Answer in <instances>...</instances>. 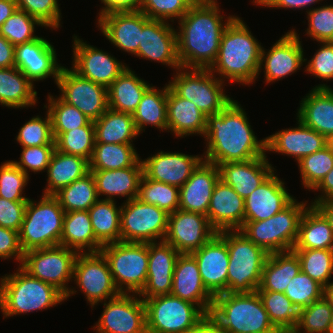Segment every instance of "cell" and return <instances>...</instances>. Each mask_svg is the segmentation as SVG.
Segmentation results:
<instances>
[{
  "label": "cell",
  "instance_id": "26",
  "mask_svg": "<svg viewBox=\"0 0 333 333\" xmlns=\"http://www.w3.org/2000/svg\"><path fill=\"white\" fill-rule=\"evenodd\" d=\"M274 172L244 199V221H261L286 208L293 200Z\"/></svg>",
  "mask_w": 333,
  "mask_h": 333
},
{
  "label": "cell",
  "instance_id": "68",
  "mask_svg": "<svg viewBox=\"0 0 333 333\" xmlns=\"http://www.w3.org/2000/svg\"><path fill=\"white\" fill-rule=\"evenodd\" d=\"M105 7L101 11L137 9L139 0H101Z\"/></svg>",
  "mask_w": 333,
  "mask_h": 333
},
{
  "label": "cell",
  "instance_id": "52",
  "mask_svg": "<svg viewBox=\"0 0 333 333\" xmlns=\"http://www.w3.org/2000/svg\"><path fill=\"white\" fill-rule=\"evenodd\" d=\"M301 173L302 184L313 190L326 174L333 168V153L328 146L297 162Z\"/></svg>",
  "mask_w": 333,
  "mask_h": 333
},
{
  "label": "cell",
  "instance_id": "60",
  "mask_svg": "<svg viewBox=\"0 0 333 333\" xmlns=\"http://www.w3.org/2000/svg\"><path fill=\"white\" fill-rule=\"evenodd\" d=\"M20 161H13L25 174L29 175L27 169L33 172H41L48 168L55 145H40L33 147H22Z\"/></svg>",
  "mask_w": 333,
  "mask_h": 333
},
{
  "label": "cell",
  "instance_id": "30",
  "mask_svg": "<svg viewBox=\"0 0 333 333\" xmlns=\"http://www.w3.org/2000/svg\"><path fill=\"white\" fill-rule=\"evenodd\" d=\"M298 127L289 128L266 137V151H275L295 157L300 161L327 146V138L317 131L306 127L298 120Z\"/></svg>",
  "mask_w": 333,
  "mask_h": 333
},
{
  "label": "cell",
  "instance_id": "27",
  "mask_svg": "<svg viewBox=\"0 0 333 333\" xmlns=\"http://www.w3.org/2000/svg\"><path fill=\"white\" fill-rule=\"evenodd\" d=\"M170 294L199 306L208 314L214 296L205 288L195 258L180 254L177 258Z\"/></svg>",
  "mask_w": 333,
  "mask_h": 333
},
{
  "label": "cell",
  "instance_id": "2",
  "mask_svg": "<svg viewBox=\"0 0 333 333\" xmlns=\"http://www.w3.org/2000/svg\"><path fill=\"white\" fill-rule=\"evenodd\" d=\"M217 3V0L195 1L178 20L177 55L182 68L209 69L215 62L222 34L235 17L230 15L222 23Z\"/></svg>",
  "mask_w": 333,
  "mask_h": 333
},
{
  "label": "cell",
  "instance_id": "34",
  "mask_svg": "<svg viewBox=\"0 0 333 333\" xmlns=\"http://www.w3.org/2000/svg\"><path fill=\"white\" fill-rule=\"evenodd\" d=\"M89 171L95 179L98 197L107 195L105 200H114L113 196H128L126 201L137 198L139 182L143 175V166Z\"/></svg>",
  "mask_w": 333,
  "mask_h": 333
},
{
  "label": "cell",
  "instance_id": "41",
  "mask_svg": "<svg viewBox=\"0 0 333 333\" xmlns=\"http://www.w3.org/2000/svg\"><path fill=\"white\" fill-rule=\"evenodd\" d=\"M293 249H333V231L312 205L305 210L301 218Z\"/></svg>",
  "mask_w": 333,
  "mask_h": 333
},
{
  "label": "cell",
  "instance_id": "56",
  "mask_svg": "<svg viewBox=\"0 0 333 333\" xmlns=\"http://www.w3.org/2000/svg\"><path fill=\"white\" fill-rule=\"evenodd\" d=\"M46 115L44 119L38 115L32 117L20 128L16 140L22 147L55 145L51 118L48 112Z\"/></svg>",
  "mask_w": 333,
  "mask_h": 333
},
{
  "label": "cell",
  "instance_id": "25",
  "mask_svg": "<svg viewBox=\"0 0 333 333\" xmlns=\"http://www.w3.org/2000/svg\"><path fill=\"white\" fill-rule=\"evenodd\" d=\"M203 156L160 151L142 160L143 175L151 180L181 187L203 161Z\"/></svg>",
  "mask_w": 333,
  "mask_h": 333
},
{
  "label": "cell",
  "instance_id": "12",
  "mask_svg": "<svg viewBox=\"0 0 333 333\" xmlns=\"http://www.w3.org/2000/svg\"><path fill=\"white\" fill-rule=\"evenodd\" d=\"M77 254L61 245L33 249L24 253L19 266L32 277L55 286L67 299L76 292L67 285L74 280L73 266Z\"/></svg>",
  "mask_w": 333,
  "mask_h": 333
},
{
  "label": "cell",
  "instance_id": "43",
  "mask_svg": "<svg viewBox=\"0 0 333 333\" xmlns=\"http://www.w3.org/2000/svg\"><path fill=\"white\" fill-rule=\"evenodd\" d=\"M96 240L102 245L121 242V208L114 200H98L88 210Z\"/></svg>",
  "mask_w": 333,
  "mask_h": 333
},
{
  "label": "cell",
  "instance_id": "20",
  "mask_svg": "<svg viewBox=\"0 0 333 333\" xmlns=\"http://www.w3.org/2000/svg\"><path fill=\"white\" fill-rule=\"evenodd\" d=\"M196 260L205 288L215 297L227 292L229 253L226 240L216 233L200 249L190 253Z\"/></svg>",
  "mask_w": 333,
  "mask_h": 333
},
{
  "label": "cell",
  "instance_id": "66",
  "mask_svg": "<svg viewBox=\"0 0 333 333\" xmlns=\"http://www.w3.org/2000/svg\"><path fill=\"white\" fill-rule=\"evenodd\" d=\"M322 191L323 195L314 200L312 203L333 200V168L326 174L320 183L313 189Z\"/></svg>",
  "mask_w": 333,
  "mask_h": 333
},
{
  "label": "cell",
  "instance_id": "3",
  "mask_svg": "<svg viewBox=\"0 0 333 333\" xmlns=\"http://www.w3.org/2000/svg\"><path fill=\"white\" fill-rule=\"evenodd\" d=\"M262 48L243 20L236 16L225 28L217 58L209 70L220 74V80L227 78L230 83L249 85L261 72Z\"/></svg>",
  "mask_w": 333,
  "mask_h": 333
},
{
  "label": "cell",
  "instance_id": "58",
  "mask_svg": "<svg viewBox=\"0 0 333 333\" xmlns=\"http://www.w3.org/2000/svg\"><path fill=\"white\" fill-rule=\"evenodd\" d=\"M19 10L36 18L43 27L59 28L61 13L57 0H15Z\"/></svg>",
  "mask_w": 333,
  "mask_h": 333
},
{
  "label": "cell",
  "instance_id": "37",
  "mask_svg": "<svg viewBox=\"0 0 333 333\" xmlns=\"http://www.w3.org/2000/svg\"><path fill=\"white\" fill-rule=\"evenodd\" d=\"M89 161L81 156L54 150L47 168V187L44 195H54L60 189L89 173Z\"/></svg>",
  "mask_w": 333,
  "mask_h": 333
},
{
  "label": "cell",
  "instance_id": "54",
  "mask_svg": "<svg viewBox=\"0 0 333 333\" xmlns=\"http://www.w3.org/2000/svg\"><path fill=\"white\" fill-rule=\"evenodd\" d=\"M284 294L300 310L324 296V287L300 271L288 283Z\"/></svg>",
  "mask_w": 333,
  "mask_h": 333
},
{
  "label": "cell",
  "instance_id": "47",
  "mask_svg": "<svg viewBox=\"0 0 333 333\" xmlns=\"http://www.w3.org/2000/svg\"><path fill=\"white\" fill-rule=\"evenodd\" d=\"M52 134L56 150L68 155L81 156L90 161L95 144L94 125H85L64 133Z\"/></svg>",
  "mask_w": 333,
  "mask_h": 333
},
{
  "label": "cell",
  "instance_id": "16",
  "mask_svg": "<svg viewBox=\"0 0 333 333\" xmlns=\"http://www.w3.org/2000/svg\"><path fill=\"white\" fill-rule=\"evenodd\" d=\"M137 295L120 293L105 301L94 330L97 333H147L144 300Z\"/></svg>",
  "mask_w": 333,
  "mask_h": 333
},
{
  "label": "cell",
  "instance_id": "46",
  "mask_svg": "<svg viewBox=\"0 0 333 333\" xmlns=\"http://www.w3.org/2000/svg\"><path fill=\"white\" fill-rule=\"evenodd\" d=\"M269 319L280 333H292L298 322L299 309L280 292L256 291Z\"/></svg>",
  "mask_w": 333,
  "mask_h": 333
},
{
  "label": "cell",
  "instance_id": "71",
  "mask_svg": "<svg viewBox=\"0 0 333 333\" xmlns=\"http://www.w3.org/2000/svg\"><path fill=\"white\" fill-rule=\"evenodd\" d=\"M324 297L329 301V303L333 307V282H330L325 288H324Z\"/></svg>",
  "mask_w": 333,
  "mask_h": 333
},
{
  "label": "cell",
  "instance_id": "31",
  "mask_svg": "<svg viewBox=\"0 0 333 333\" xmlns=\"http://www.w3.org/2000/svg\"><path fill=\"white\" fill-rule=\"evenodd\" d=\"M220 179L245 199L273 172L266 155L245 162H227L218 165Z\"/></svg>",
  "mask_w": 333,
  "mask_h": 333
},
{
  "label": "cell",
  "instance_id": "29",
  "mask_svg": "<svg viewBox=\"0 0 333 333\" xmlns=\"http://www.w3.org/2000/svg\"><path fill=\"white\" fill-rule=\"evenodd\" d=\"M244 199L221 179L216 183L209 203L207 217L217 231L239 230L244 223Z\"/></svg>",
  "mask_w": 333,
  "mask_h": 333
},
{
  "label": "cell",
  "instance_id": "21",
  "mask_svg": "<svg viewBox=\"0 0 333 333\" xmlns=\"http://www.w3.org/2000/svg\"><path fill=\"white\" fill-rule=\"evenodd\" d=\"M177 31L164 20L149 19L142 28L135 56L181 68L177 55Z\"/></svg>",
  "mask_w": 333,
  "mask_h": 333
},
{
  "label": "cell",
  "instance_id": "10",
  "mask_svg": "<svg viewBox=\"0 0 333 333\" xmlns=\"http://www.w3.org/2000/svg\"><path fill=\"white\" fill-rule=\"evenodd\" d=\"M188 70L179 68L168 85L179 97L195 103L206 116L218 114L233 100L224 93V81L215 78L209 69Z\"/></svg>",
  "mask_w": 333,
  "mask_h": 333
},
{
  "label": "cell",
  "instance_id": "67",
  "mask_svg": "<svg viewBox=\"0 0 333 333\" xmlns=\"http://www.w3.org/2000/svg\"><path fill=\"white\" fill-rule=\"evenodd\" d=\"M189 333H227L220 328L209 314L203 318L190 330Z\"/></svg>",
  "mask_w": 333,
  "mask_h": 333
},
{
  "label": "cell",
  "instance_id": "44",
  "mask_svg": "<svg viewBox=\"0 0 333 333\" xmlns=\"http://www.w3.org/2000/svg\"><path fill=\"white\" fill-rule=\"evenodd\" d=\"M133 144L95 143L89 170H115L142 166Z\"/></svg>",
  "mask_w": 333,
  "mask_h": 333
},
{
  "label": "cell",
  "instance_id": "32",
  "mask_svg": "<svg viewBox=\"0 0 333 333\" xmlns=\"http://www.w3.org/2000/svg\"><path fill=\"white\" fill-rule=\"evenodd\" d=\"M300 103L297 119L326 138L333 135V90L325 84L314 87Z\"/></svg>",
  "mask_w": 333,
  "mask_h": 333
},
{
  "label": "cell",
  "instance_id": "64",
  "mask_svg": "<svg viewBox=\"0 0 333 333\" xmlns=\"http://www.w3.org/2000/svg\"><path fill=\"white\" fill-rule=\"evenodd\" d=\"M319 1L321 0H264L260 5L269 8L303 9Z\"/></svg>",
  "mask_w": 333,
  "mask_h": 333
},
{
  "label": "cell",
  "instance_id": "59",
  "mask_svg": "<svg viewBox=\"0 0 333 333\" xmlns=\"http://www.w3.org/2000/svg\"><path fill=\"white\" fill-rule=\"evenodd\" d=\"M307 12V35L320 44L333 42V5L312 8Z\"/></svg>",
  "mask_w": 333,
  "mask_h": 333
},
{
  "label": "cell",
  "instance_id": "38",
  "mask_svg": "<svg viewBox=\"0 0 333 333\" xmlns=\"http://www.w3.org/2000/svg\"><path fill=\"white\" fill-rule=\"evenodd\" d=\"M149 87L150 84L126 67L108 87V108L133 114Z\"/></svg>",
  "mask_w": 333,
  "mask_h": 333
},
{
  "label": "cell",
  "instance_id": "19",
  "mask_svg": "<svg viewBox=\"0 0 333 333\" xmlns=\"http://www.w3.org/2000/svg\"><path fill=\"white\" fill-rule=\"evenodd\" d=\"M73 67L79 76L109 87L127 67L122 62L74 36Z\"/></svg>",
  "mask_w": 333,
  "mask_h": 333
},
{
  "label": "cell",
  "instance_id": "33",
  "mask_svg": "<svg viewBox=\"0 0 333 333\" xmlns=\"http://www.w3.org/2000/svg\"><path fill=\"white\" fill-rule=\"evenodd\" d=\"M207 116L195 103L179 97L170 87L167 91V130L177 137L191 134L203 135L206 130Z\"/></svg>",
  "mask_w": 333,
  "mask_h": 333
},
{
  "label": "cell",
  "instance_id": "13",
  "mask_svg": "<svg viewBox=\"0 0 333 333\" xmlns=\"http://www.w3.org/2000/svg\"><path fill=\"white\" fill-rule=\"evenodd\" d=\"M121 207V242L148 243L162 241L168 224V213L138 198L126 201Z\"/></svg>",
  "mask_w": 333,
  "mask_h": 333
},
{
  "label": "cell",
  "instance_id": "5",
  "mask_svg": "<svg viewBox=\"0 0 333 333\" xmlns=\"http://www.w3.org/2000/svg\"><path fill=\"white\" fill-rule=\"evenodd\" d=\"M17 271L0 279V310L4 317L47 309L66 300L55 286L32 277L21 267Z\"/></svg>",
  "mask_w": 333,
  "mask_h": 333
},
{
  "label": "cell",
  "instance_id": "7",
  "mask_svg": "<svg viewBox=\"0 0 333 333\" xmlns=\"http://www.w3.org/2000/svg\"><path fill=\"white\" fill-rule=\"evenodd\" d=\"M307 205L294 199L281 212L266 220L244 221L239 230L268 254L290 251L296 244L299 224Z\"/></svg>",
  "mask_w": 333,
  "mask_h": 333
},
{
  "label": "cell",
  "instance_id": "1",
  "mask_svg": "<svg viewBox=\"0 0 333 333\" xmlns=\"http://www.w3.org/2000/svg\"><path fill=\"white\" fill-rule=\"evenodd\" d=\"M240 106L232 100L218 114L207 116L204 161L218 166L266 155V139L257 140L246 112Z\"/></svg>",
  "mask_w": 333,
  "mask_h": 333
},
{
  "label": "cell",
  "instance_id": "23",
  "mask_svg": "<svg viewBox=\"0 0 333 333\" xmlns=\"http://www.w3.org/2000/svg\"><path fill=\"white\" fill-rule=\"evenodd\" d=\"M290 30L282 36L268 52L262 48L260 70L262 64L266 83H271L291 75L306 62L299 35ZM267 53V54H266ZM266 55V56H265Z\"/></svg>",
  "mask_w": 333,
  "mask_h": 333
},
{
  "label": "cell",
  "instance_id": "48",
  "mask_svg": "<svg viewBox=\"0 0 333 333\" xmlns=\"http://www.w3.org/2000/svg\"><path fill=\"white\" fill-rule=\"evenodd\" d=\"M137 198L171 214L179 209V187L157 182L142 175Z\"/></svg>",
  "mask_w": 333,
  "mask_h": 333
},
{
  "label": "cell",
  "instance_id": "14",
  "mask_svg": "<svg viewBox=\"0 0 333 333\" xmlns=\"http://www.w3.org/2000/svg\"><path fill=\"white\" fill-rule=\"evenodd\" d=\"M73 278L92 307L120 294L109 264L101 252L78 253L74 261Z\"/></svg>",
  "mask_w": 333,
  "mask_h": 333
},
{
  "label": "cell",
  "instance_id": "35",
  "mask_svg": "<svg viewBox=\"0 0 333 333\" xmlns=\"http://www.w3.org/2000/svg\"><path fill=\"white\" fill-rule=\"evenodd\" d=\"M60 245L77 253L100 252L102 245L96 240L88 211L65 212Z\"/></svg>",
  "mask_w": 333,
  "mask_h": 333
},
{
  "label": "cell",
  "instance_id": "73",
  "mask_svg": "<svg viewBox=\"0 0 333 333\" xmlns=\"http://www.w3.org/2000/svg\"><path fill=\"white\" fill-rule=\"evenodd\" d=\"M329 333H333V315H332V320H331V326H330Z\"/></svg>",
  "mask_w": 333,
  "mask_h": 333
},
{
  "label": "cell",
  "instance_id": "39",
  "mask_svg": "<svg viewBox=\"0 0 333 333\" xmlns=\"http://www.w3.org/2000/svg\"><path fill=\"white\" fill-rule=\"evenodd\" d=\"M93 123L95 143L132 144V139L139 136L131 113L108 108Z\"/></svg>",
  "mask_w": 333,
  "mask_h": 333
},
{
  "label": "cell",
  "instance_id": "74",
  "mask_svg": "<svg viewBox=\"0 0 333 333\" xmlns=\"http://www.w3.org/2000/svg\"><path fill=\"white\" fill-rule=\"evenodd\" d=\"M264 0H253L254 4L260 5Z\"/></svg>",
  "mask_w": 333,
  "mask_h": 333
},
{
  "label": "cell",
  "instance_id": "9",
  "mask_svg": "<svg viewBox=\"0 0 333 333\" xmlns=\"http://www.w3.org/2000/svg\"><path fill=\"white\" fill-rule=\"evenodd\" d=\"M100 252L119 292L139 294L147 280L148 243L116 242L102 246Z\"/></svg>",
  "mask_w": 333,
  "mask_h": 333
},
{
  "label": "cell",
  "instance_id": "18",
  "mask_svg": "<svg viewBox=\"0 0 333 333\" xmlns=\"http://www.w3.org/2000/svg\"><path fill=\"white\" fill-rule=\"evenodd\" d=\"M98 27L116 47L136 55L143 25L149 18L138 9L99 12Z\"/></svg>",
  "mask_w": 333,
  "mask_h": 333
},
{
  "label": "cell",
  "instance_id": "6",
  "mask_svg": "<svg viewBox=\"0 0 333 333\" xmlns=\"http://www.w3.org/2000/svg\"><path fill=\"white\" fill-rule=\"evenodd\" d=\"M218 233L226 240L229 253L227 292H255L259 288L269 254L240 230H224Z\"/></svg>",
  "mask_w": 333,
  "mask_h": 333
},
{
  "label": "cell",
  "instance_id": "49",
  "mask_svg": "<svg viewBox=\"0 0 333 333\" xmlns=\"http://www.w3.org/2000/svg\"><path fill=\"white\" fill-rule=\"evenodd\" d=\"M298 256L301 271L324 288L333 274V249H292Z\"/></svg>",
  "mask_w": 333,
  "mask_h": 333
},
{
  "label": "cell",
  "instance_id": "4",
  "mask_svg": "<svg viewBox=\"0 0 333 333\" xmlns=\"http://www.w3.org/2000/svg\"><path fill=\"white\" fill-rule=\"evenodd\" d=\"M208 314L227 333H280L256 291L216 295Z\"/></svg>",
  "mask_w": 333,
  "mask_h": 333
},
{
  "label": "cell",
  "instance_id": "22",
  "mask_svg": "<svg viewBox=\"0 0 333 333\" xmlns=\"http://www.w3.org/2000/svg\"><path fill=\"white\" fill-rule=\"evenodd\" d=\"M15 67L33 83L53 76L57 83L63 66L58 65L56 50L43 37L15 46Z\"/></svg>",
  "mask_w": 333,
  "mask_h": 333
},
{
  "label": "cell",
  "instance_id": "40",
  "mask_svg": "<svg viewBox=\"0 0 333 333\" xmlns=\"http://www.w3.org/2000/svg\"><path fill=\"white\" fill-rule=\"evenodd\" d=\"M34 84L13 66L0 68V104L6 107L25 108L37 103Z\"/></svg>",
  "mask_w": 333,
  "mask_h": 333
},
{
  "label": "cell",
  "instance_id": "36",
  "mask_svg": "<svg viewBox=\"0 0 333 333\" xmlns=\"http://www.w3.org/2000/svg\"><path fill=\"white\" fill-rule=\"evenodd\" d=\"M300 271V260L293 250L271 253L264 264L261 282L256 291L284 293L288 283Z\"/></svg>",
  "mask_w": 333,
  "mask_h": 333
},
{
  "label": "cell",
  "instance_id": "69",
  "mask_svg": "<svg viewBox=\"0 0 333 333\" xmlns=\"http://www.w3.org/2000/svg\"><path fill=\"white\" fill-rule=\"evenodd\" d=\"M311 205L326 219L333 231V200H326Z\"/></svg>",
  "mask_w": 333,
  "mask_h": 333
},
{
  "label": "cell",
  "instance_id": "51",
  "mask_svg": "<svg viewBox=\"0 0 333 333\" xmlns=\"http://www.w3.org/2000/svg\"><path fill=\"white\" fill-rule=\"evenodd\" d=\"M47 112L51 118L52 133H64L85 125H94L93 121L75 106L64 102L60 97L48 96Z\"/></svg>",
  "mask_w": 333,
  "mask_h": 333
},
{
  "label": "cell",
  "instance_id": "61",
  "mask_svg": "<svg viewBox=\"0 0 333 333\" xmlns=\"http://www.w3.org/2000/svg\"><path fill=\"white\" fill-rule=\"evenodd\" d=\"M321 45L323 46L308 61L305 71L328 81L333 79V42H322Z\"/></svg>",
  "mask_w": 333,
  "mask_h": 333
},
{
  "label": "cell",
  "instance_id": "55",
  "mask_svg": "<svg viewBox=\"0 0 333 333\" xmlns=\"http://www.w3.org/2000/svg\"><path fill=\"white\" fill-rule=\"evenodd\" d=\"M194 0H139L138 10L149 19H181L189 10ZM174 18V19H173Z\"/></svg>",
  "mask_w": 333,
  "mask_h": 333
},
{
  "label": "cell",
  "instance_id": "8",
  "mask_svg": "<svg viewBox=\"0 0 333 333\" xmlns=\"http://www.w3.org/2000/svg\"><path fill=\"white\" fill-rule=\"evenodd\" d=\"M64 215L65 211L53 195H42L38 203L29 199L18 232L22 251L60 245Z\"/></svg>",
  "mask_w": 333,
  "mask_h": 333
},
{
  "label": "cell",
  "instance_id": "53",
  "mask_svg": "<svg viewBox=\"0 0 333 333\" xmlns=\"http://www.w3.org/2000/svg\"><path fill=\"white\" fill-rule=\"evenodd\" d=\"M35 25L43 26L27 12L17 9L0 27V35L16 46L38 38L34 35Z\"/></svg>",
  "mask_w": 333,
  "mask_h": 333
},
{
  "label": "cell",
  "instance_id": "24",
  "mask_svg": "<svg viewBox=\"0 0 333 333\" xmlns=\"http://www.w3.org/2000/svg\"><path fill=\"white\" fill-rule=\"evenodd\" d=\"M180 253L162 240L148 242V272L144 288L138 294L142 299L170 294L175 264Z\"/></svg>",
  "mask_w": 333,
  "mask_h": 333
},
{
  "label": "cell",
  "instance_id": "28",
  "mask_svg": "<svg viewBox=\"0 0 333 333\" xmlns=\"http://www.w3.org/2000/svg\"><path fill=\"white\" fill-rule=\"evenodd\" d=\"M219 179L218 166L203 160L179 188V209L207 216L211 196Z\"/></svg>",
  "mask_w": 333,
  "mask_h": 333
},
{
  "label": "cell",
  "instance_id": "15",
  "mask_svg": "<svg viewBox=\"0 0 333 333\" xmlns=\"http://www.w3.org/2000/svg\"><path fill=\"white\" fill-rule=\"evenodd\" d=\"M56 84L61 91L60 98L92 121L108 109V88L79 76L71 68L62 67Z\"/></svg>",
  "mask_w": 333,
  "mask_h": 333
},
{
  "label": "cell",
  "instance_id": "45",
  "mask_svg": "<svg viewBox=\"0 0 333 333\" xmlns=\"http://www.w3.org/2000/svg\"><path fill=\"white\" fill-rule=\"evenodd\" d=\"M53 196L65 212L88 211L99 200L95 179L91 172L60 189Z\"/></svg>",
  "mask_w": 333,
  "mask_h": 333
},
{
  "label": "cell",
  "instance_id": "70",
  "mask_svg": "<svg viewBox=\"0 0 333 333\" xmlns=\"http://www.w3.org/2000/svg\"><path fill=\"white\" fill-rule=\"evenodd\" d=\"M17 9L15 0H0V27Z\"/></svg>",
  "mask_w": 333,
  "mask_h": 333
},
{
  "label": "cell",
  "instance_id": "62",
  "mask_svg": "<svg viewBox=\"0 0 333 333\" xmlns=\"http://www.w3.org/2000/svg\"><path fill=\"white\" fill-rule=\"evenodd\" d=\"M28 201H9L0 197V226L19 232Z\"/></svg>",
  "mask_w": 333,
  "mask_h": 333
},
{
  "label": "cell",
  "instance_id": "63",
  "mask_svg": "<svg viewBox=\"0 0 333 333\" xmlns=\"http://www.w3.org/2000/svg\"><path fill=\"white\" fill-rule=\"evenodd\" d=\"M24 252L21 249L18 232L0 226V258L14 259L22 263Z\"/></svg>",
  "mask_w": 333,
  "mask_h": 333
},
{
  "label": "cell",
  "instance_id": "72",
  "mask_svg": "<svg viewBox=\"0 0 333 333\" xmlns=\"http://www.w3.org/2000/svg\"><path fill=\"white\" fill-rule=\"evenodd\" d=\"M327 146L330 148V150L333 153V135H331L329 138H327Z\"/></svg>",
  "mask_w": 333,
  "mask_h": 333
},
{
  "label": "cell",
  "instance_id": "57",
  "mask_svg": "<svg viewBox=\"0 0 333 333\" xmlns=\"http://www.w3.org/2000/svg\"><path fill=\"white\" fill-rule=\"evenodd\" d=\"M25 174L13 161H6L0 166V197L9 201H28L23 197V189L29 181Z\"/></svg>",
  "mask_w": 333,
  "mask_h": 333
},
{
  "label": "cell",
  "instance_id": "42",
  "mask_svg": "<svg viewBox=\"0 0 333 333\" xmlns=\"http://www.w3.org/2000/svg\"><path fill=\"white\" fill-rule=\"evenodd\" d=\"M169 85L156 89L150 86L142 96V99L133 112V119L137 131L144 130L146 125L160 128L167 131V91Z\"/></svg>",
  "mask_w": 333,
  "mask_h": 333
},
{
  "label": "cell",
  "instance_id": "17",
  "mask_svg": "<svg viewBox=\"0 0 333 333\" xmlns=\"http://www.w3.org/2000/svg\"><path fill=\"white\" fill-rule=\"evenodd\" d=\"M216 233L206 215L177 209L168 215L164 241L180 254H187L200 249Z\"/></svg>",
  "mask_w": 333,
  "mask_h": 333
},
{
  "label": "cell",
  "instance_id": "11",
  "mask_svg": "<svg viewBox=\"0 0 333 333\" xmlns=\"http://www.w3.org/2000/svg\"><path fill=\"white\" fill-rule=\"evenodd\" d=\"M143 300L147 333H189L206 314L199 306L172 294Z\"/></svg>",
  "mask_w": 333,
  "mask_h": 333
},
{
  "label": "cell",
  "instance_id": "50",
  "mask_svg": "<svg viewBox=\"0 0 333 333\" xmlns=\"http://www.w3.org/2000/svg\"><path fill=\"white\" fill-rule=\"evenodd\" d=\"M332 315L333 307L323 296L299 310L298 322L292 333H302V331L303 333H329Z\"/></svg>",
  "mask_w": 333,
  "mask_h": 333
},
{
  "label": "cell",
  "instance_id": "65",
  "mask_svg": "<svg viewBox=\"0 0 333 333\" xmlns=\"http://www.w3.org/2000/svg\"><path fill=\"white\" fill-rule=\"evenodd\" d=\"M15 46L0 35V68L15 66Z\"/></svg>",
  "mask_w": 333,
  "mask_h": 333
}]
</instances>
